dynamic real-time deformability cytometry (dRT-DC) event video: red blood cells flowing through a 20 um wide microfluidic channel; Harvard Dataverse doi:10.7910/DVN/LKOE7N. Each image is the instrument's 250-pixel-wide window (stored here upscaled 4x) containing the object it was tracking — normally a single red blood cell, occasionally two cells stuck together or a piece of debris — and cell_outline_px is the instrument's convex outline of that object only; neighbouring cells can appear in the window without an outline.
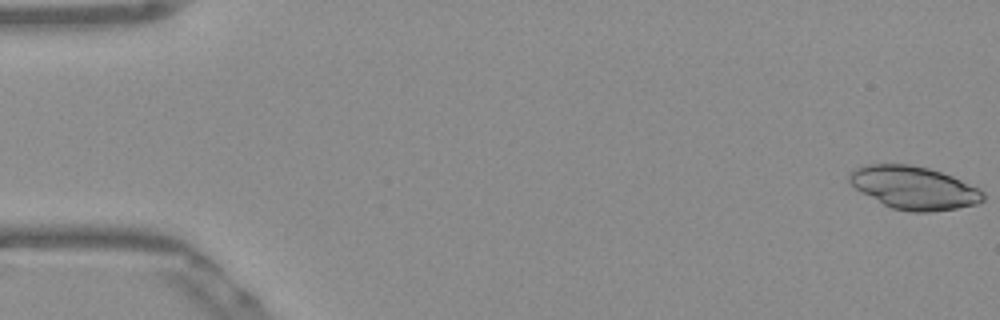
{"species": "Egyptian fruit bat (a non-hibernating species)", "species_latin": "Rousettus aegyptiacus", "temperature_condition": "warm", "stored_images_in_passage": 52, "camera_frame_rate_fps": 3000, "um_per_image_px": 0.085, "frame": {"image": 1, "passage_image": 1, "time_ms": 0.0, "image_size_px": [1000, 320], "cell_outline_px": [[984, 200], [976, 204], [956, 208], [932, 212], [912, 212], [892, 208], [884, 204], [856, 188], [848, 180], [848, 172], [864, 164], [908, 164], [928, 168], [952, 176], [984, 192]], "centroid_in_image_um": [77.66, 15.95], "position_along_channel_um": 7.3, "area_um2": 33.12}}